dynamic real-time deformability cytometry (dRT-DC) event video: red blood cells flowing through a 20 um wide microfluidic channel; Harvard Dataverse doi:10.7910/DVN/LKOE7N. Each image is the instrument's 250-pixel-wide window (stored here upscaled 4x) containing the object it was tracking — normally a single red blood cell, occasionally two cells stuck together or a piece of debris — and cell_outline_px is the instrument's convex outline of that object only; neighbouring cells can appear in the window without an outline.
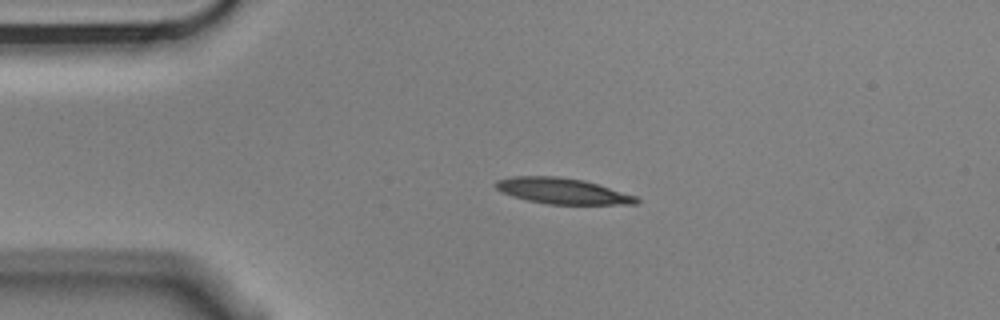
{"species": "Egyptian fruit bat (a non-hibernating species)", "species_latin": "Rousettus aegyptiacus", "temperature_condition": "cold", "stored_images_in_passage": 3, "camera_frame_rate_fps": 3000, "um_per_image_px": 0.085, "animal": {"sex": "male"}, "frame": {"image": 1, "passage_image": 2, "time_ms": 0.333, "image_size_px": [1000, 320], "cell_outline_px": [[640, 200], [636, 204], [548, 204], [528, 200], [512, 196], [496, 188], [492, 184], [496, 180], [512, 176], [556, 176], [584, 180], [636, 196]], "centroid_in_image_um": [47.77, 16.23], "position_along_channel_um": 37.2, "area_um2": 21.04}}